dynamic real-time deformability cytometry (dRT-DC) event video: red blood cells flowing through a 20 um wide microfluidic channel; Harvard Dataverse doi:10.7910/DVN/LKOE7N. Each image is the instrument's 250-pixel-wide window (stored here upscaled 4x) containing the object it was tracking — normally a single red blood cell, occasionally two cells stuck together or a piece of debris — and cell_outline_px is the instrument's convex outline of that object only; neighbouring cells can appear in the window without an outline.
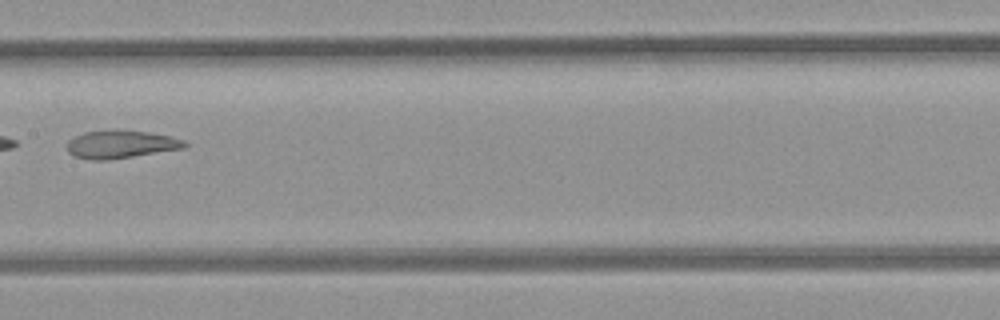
{"species": "common noctule bat (a hibernating species)", "species_latin": "Nyctalus noctula", "temperature_condition": "room temperature", "stored_images_in_passage": 8, "camera_frame_rate_fps": 3000, "um_per_image_px": 0.085, "animal": {"sex": "female", "body_mass_g": 21.9}, "frame": {"image": 1, "passage_image": 6, "time_ms": 6.667, "image_size_px": [1000, 320], "cell_outline_px": [[188, 144], [184, 148], [132, 156], [104, 160], [92, 160], [72, 156], [68, 152], [68, 140], [84, 132], [148, 132], [168, 136], [184, 140]], "centroid_in_image_um": [10.25, 12.3], "position_along_channel_um": 197.1, "area_um2": 18.26}}
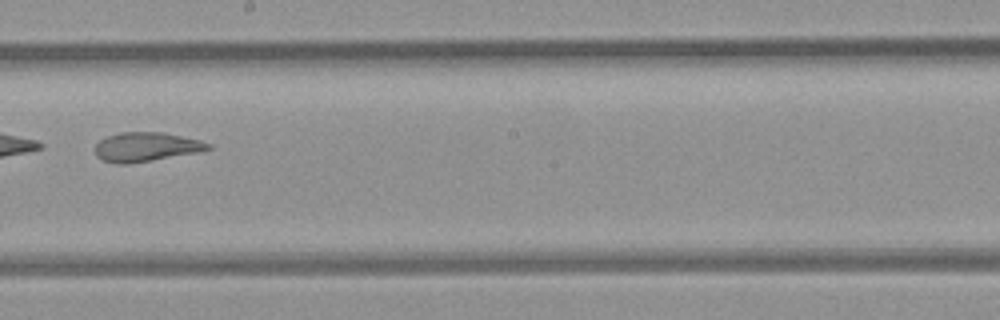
{"frame": {"image": 2, "passage_image": 7, "time_ms": 7.667, "image_size_px": [1000, 320], "cell_outline_px": [[212, 148], [196, 152], [152, 160], [128, 164], [116, 164], [104, 160], [96, 156], [96, 144], [100, 140], [108, 136], [120, 132], [164, 132], [200, 140], [212, 144]], "centroid_in_image_um": [12.42, 12.48], "position_along_channel_um": 235.8, "area_um2": 19.07}}